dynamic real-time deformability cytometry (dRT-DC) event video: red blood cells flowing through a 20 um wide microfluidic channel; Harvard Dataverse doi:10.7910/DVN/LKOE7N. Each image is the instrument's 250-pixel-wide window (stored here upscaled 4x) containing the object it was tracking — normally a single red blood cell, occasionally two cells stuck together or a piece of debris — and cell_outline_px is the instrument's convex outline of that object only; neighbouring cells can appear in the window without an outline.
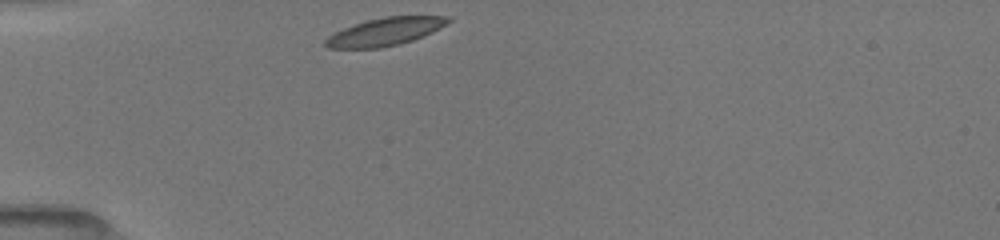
{"species": "common noctule bat (a hibernating species)", "species_latin": "Nyctalus noctula", "temperature_condition": "room temperature", "stored_images_in_passage": 1, "camera_frame_rate_fps": 3000, "um_per_image_px": 0.085, "animal": {"sex": "female", "body_mass_g": 19.5, "forearm_length_mm": 54.1}, "frame": {"image": 1, "passage_image": 1, "time_ms": 0.0, "image_size_px": [1000, 240], "cell_outline_px": [[452, 20], [432, 32], [412, 40], [400, 44], [380, 48], [328, 48], [324, 44], [324, 40], [328, 36], [344, 28], [368, 20], [384, 16], [452, 16]], "centroid_in_image_um": [32.74, 2.69], "position_along_channel_um": 52.3, "area_um2": 19.71}}